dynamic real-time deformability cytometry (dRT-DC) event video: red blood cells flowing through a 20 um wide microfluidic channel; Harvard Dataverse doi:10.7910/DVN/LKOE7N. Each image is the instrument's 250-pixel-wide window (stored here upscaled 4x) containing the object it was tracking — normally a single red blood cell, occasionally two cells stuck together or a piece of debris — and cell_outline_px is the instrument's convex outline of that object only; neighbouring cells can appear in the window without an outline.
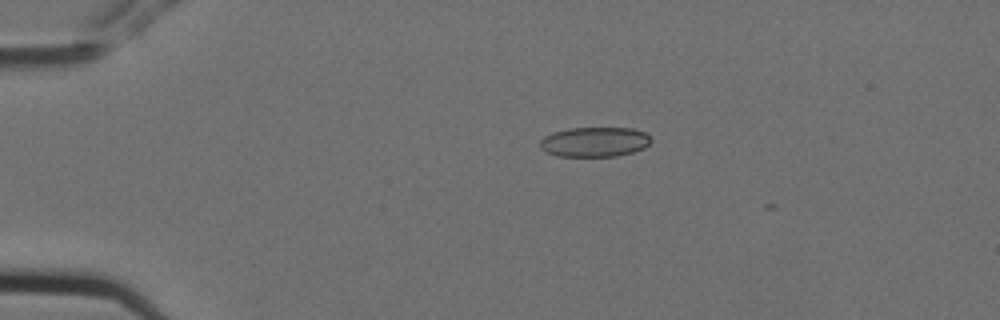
{"species": "Egyptian fruit bat (a non-hibernating species)", "species_latin": "Rousettus aegyptiacus", "temperature_condition": "cold", "stored_images_in_passage": 3, "camera_frame_rate_fps": 3000, "um_per_image_px": 0.085, "animal": {"sex": "female"}, "frame": {"image": 1, "passage_image": 1, "time_ms": 0.0, "image_size_px": [1000, 320], "cell_outline_px": [[652, 140], [644, 148], [632, 152], [616, 156], [556, 156], [544, 152], [540, 148], [540, 140], [544, 136], [552, 132], [568, 128], [632, 128], [644, 132]], "centroid_in_image_um": [50.49, 12.06], "position_along_channel_um": 34.5, "area_um2": 19.36}}
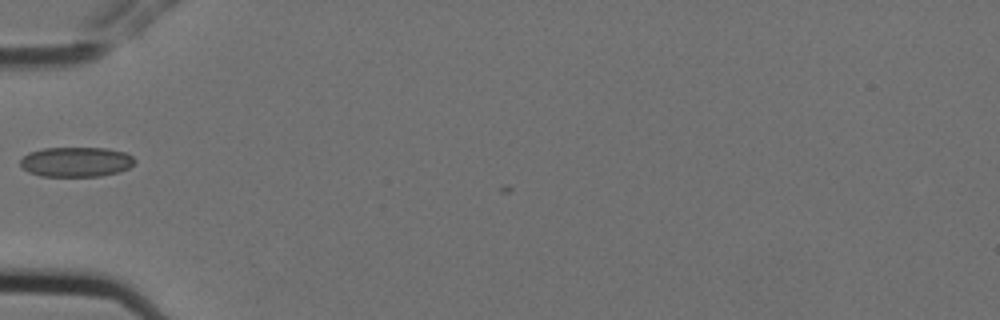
{"frame": {"image": 2, "passage_image": 3, "time_ms": 0.667, "image_size_px": [1000, 320], "cell_outline_px": [[136, 160], [128, 168], [120, 172], [100, 176], [40, 176], [28, 172], [20, 164], [20, 160], [28, 152], [44, 148], [108, 148], [124, 152], [132, 156]], "centroid_in_image_um": [6.47, 13.76], "position_along_channel_um": 78.5, "area_um2": 19.94}}